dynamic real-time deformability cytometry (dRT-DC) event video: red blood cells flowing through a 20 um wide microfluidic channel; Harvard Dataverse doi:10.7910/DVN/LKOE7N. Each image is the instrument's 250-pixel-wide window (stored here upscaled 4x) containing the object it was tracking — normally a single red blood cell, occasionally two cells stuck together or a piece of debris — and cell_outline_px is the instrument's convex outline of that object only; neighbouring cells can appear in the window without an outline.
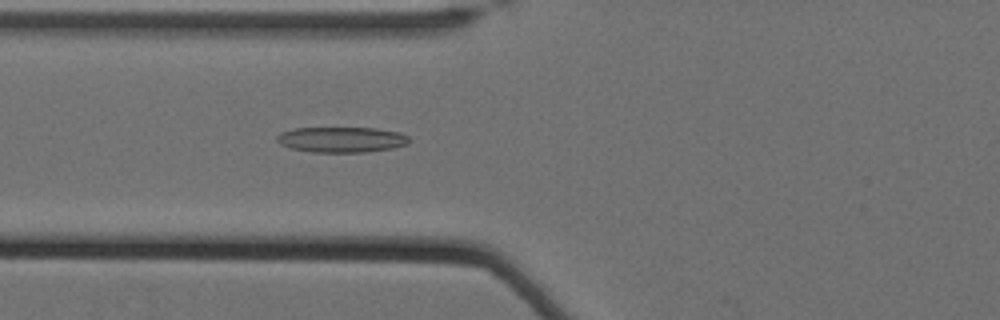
{"species": "Egyptian fruit bat (a non-hibernating species)", "species_latin": "Rousettus aegyptiacus", "temperature_condition": "cold", "stored_images_in_passage": 62, "camera_frame_rate_fps": 3000, "um_per_image_px": 0.085, "animal": {"sex": "female"}, "frame": {"image": 1, "passage_image": 28, "time_ms": 9.0, "image_size_px": [1000, 320], "cell_outline_px": [[408, 144], [392, 148], [364, 152], [312, 152], [288, 148], [280, 144], [276, 140], [276, 136], [280, 132], [292, 128], [376, 128], [400, 132], [408, 136]], "centroid_in_image_um": [28.98, 11.86], "position_along_channel_um": 96.8, "area_um2": 19.77}}
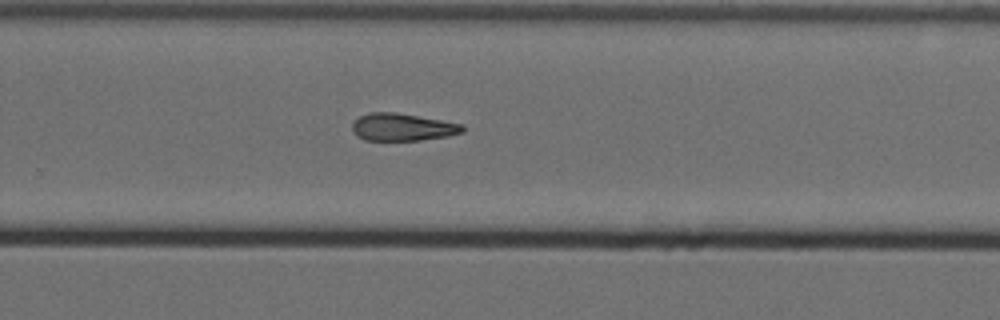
{"frame": {"image": 2, "passage_image": 45, "time_ms": 14.667, "image_size_px": [1000, 320], "cell_outline_px": [[464, 132], [448, 136], [420, 140], [364, 140], [356, 136], [352, 132], [352, 124], [360, 116], [368, 112], [396, 112], [464, 124]], "centroid_in_image_um": [34.2, 10.8], "position_along_channel_um": 295.6, "area_um2": 17.74}}
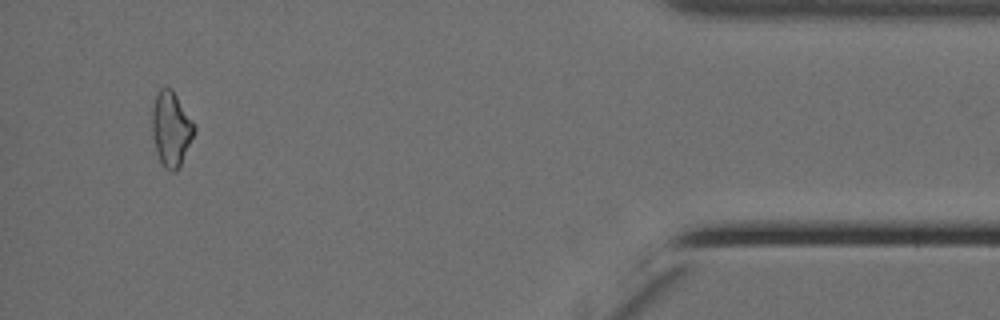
{"frame": {"image": 3, "passage_image": 60, "time_ms": 19.667, "image_size_px": [1000, 320], "cell_outline_px": [[196, 132], [176, 172], [172, 172], [164, 168], [156, 152], [152, 136], [152, 108], [156, 92], [160, 88], [172, 88], [196, 128]], "centroid_in_image_um": [14.52, 10.96], "position_along_channel_um": 420.7, "area_um2": 18.32}}